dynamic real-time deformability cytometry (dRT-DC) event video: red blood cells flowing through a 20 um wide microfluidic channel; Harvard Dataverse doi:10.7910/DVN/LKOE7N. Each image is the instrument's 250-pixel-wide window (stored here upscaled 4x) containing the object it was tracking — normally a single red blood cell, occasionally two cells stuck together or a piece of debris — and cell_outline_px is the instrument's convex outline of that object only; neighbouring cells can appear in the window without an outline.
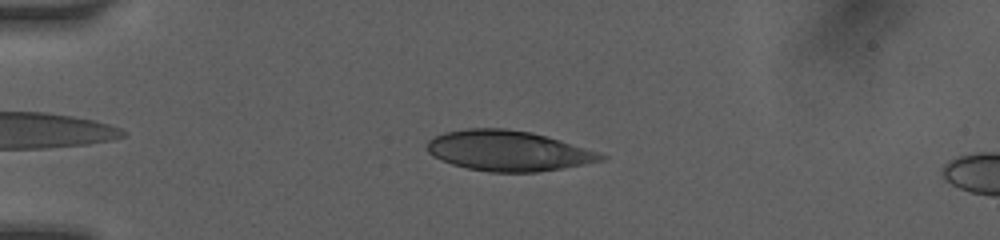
{"species": "human", "species_latin": "Homo sapiens", "temperature_condition": "room temperature", "stored_images_in_passage": 19, "camera_frame_rate_fps": 3000, "um_per_image_px": 0.085, "donor": {"sex": "female"}, "frame": {"image": 1, "passage_image": 16, "time_ms": 2.667, "image_size_px": [1000, 240], "cell_outline_px": [[608, 156], [604, 160], [560, 168], [536, 172], [488, 172], [468, 168], [452, 164], [440, 160], [432, 156], [424, 148], [428, 140], [444, 132], [468, 128], [508, 128], [532, 132], [560, 140]], "centroid_in_image_um": [43.12, 12.81], "position_along_channel_um": 41.9, "area_um2": 40.75}}